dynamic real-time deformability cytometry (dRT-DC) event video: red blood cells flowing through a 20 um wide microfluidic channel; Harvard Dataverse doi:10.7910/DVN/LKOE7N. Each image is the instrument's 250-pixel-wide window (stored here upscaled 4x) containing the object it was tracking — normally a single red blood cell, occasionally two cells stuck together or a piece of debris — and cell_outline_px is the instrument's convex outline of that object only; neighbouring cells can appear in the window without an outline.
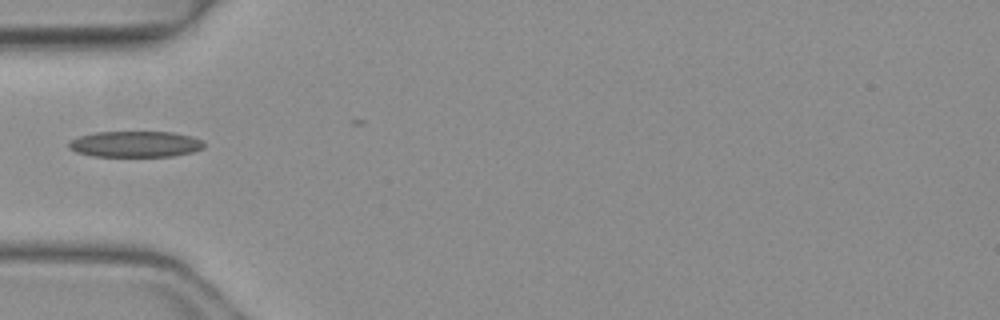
{"species": "common noctule bat (a hibernating species)", "species_latin": "Nyctalus noctula", "temperature_condition": "warm", "stored_images_in_passage": 4, "camera_frame_rate_fps": 3000, "um_per_image_px": 0.085, "animal": {"sex": "female", "body_mass_g": 19.3, "forearm_length_mm": 54.1}, "frame": {"image": 1, "passage_image": 1, "time_ms": 0.0, "image_size_px": [1000, 320], "cell_outline_px": [[204, 148], [192, 152], [172, 156], [92, 156], [76, 152], [68, 148], [68, 144], [72, 140], [80, 136], [96, 132], [172, 132], [192, 136], [204, 140]], "centroid_in_image_um": [11.53, 12.25], "position_along_channel_um": 73.5, "area_um2": 20.52}}